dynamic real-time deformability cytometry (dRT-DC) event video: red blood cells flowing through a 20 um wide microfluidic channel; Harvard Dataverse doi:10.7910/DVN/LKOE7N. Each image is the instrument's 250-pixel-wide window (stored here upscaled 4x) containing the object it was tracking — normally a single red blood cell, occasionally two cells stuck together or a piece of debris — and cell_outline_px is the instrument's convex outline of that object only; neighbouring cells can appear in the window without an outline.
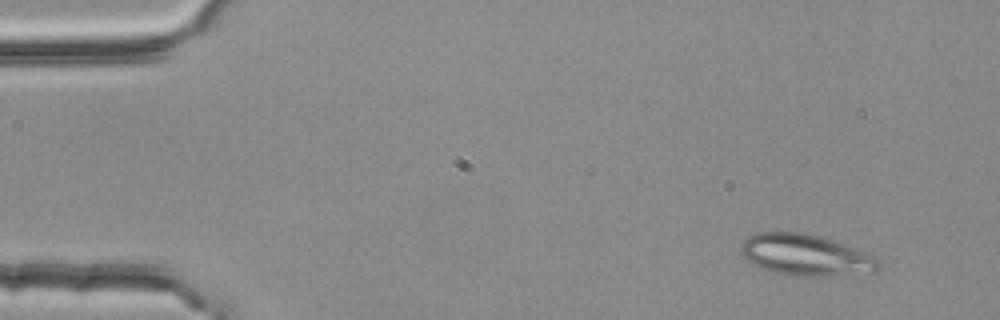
{"species": "common noctule bat (a hibernating species)", "species_latin": "Nyctalus noctula", "temperature_condition": "room temperature", "stored_images_in_passage": 3, "camera_frame_rate_fps": 3000, "um_per_image_px": 0.085, "animal": {"sex": "female", "body_mass_g": 25.1}, "frame": {"image": 1, "passage_image": 1, "time_ms": 0.0, "image_size_px": [1000, 320], "cell_outline_px": [[880, 268], [876, 272], [812, 276], [776, 272], [760, 268], [752, 264], [740, 252], [740, 248], [744, 240], [748, 236], [756, 232], [804, 232], [820, 236], [868, 252], [876, 256], [880, 264]], "centroid_in_image_um": [68.5, 21.65], "position_along_channel_um": 16.5, "area_um2": 32.95}}